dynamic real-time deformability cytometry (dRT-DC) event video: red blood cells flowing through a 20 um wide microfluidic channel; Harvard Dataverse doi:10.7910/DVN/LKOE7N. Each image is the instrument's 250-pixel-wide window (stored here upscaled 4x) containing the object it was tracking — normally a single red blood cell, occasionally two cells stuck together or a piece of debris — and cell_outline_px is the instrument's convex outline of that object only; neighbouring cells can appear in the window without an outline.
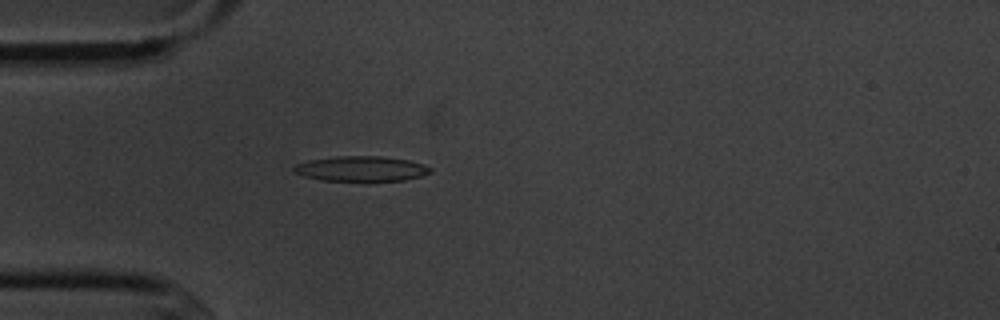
{"species": "common noctule bat (a hibernating species)", "species_latin": "Nyctalus noctula", "temperature_condition": "cold", "stored_images_in_passage": 4, "camera_frame_rate_fps": 3000, "um_per_image_px": 0.085, "animal": {"sex": "male", "body_mass_g": 20.1, "forearm_length_mm": 53.5}, "frame": {"image": 1, "passage_image": 4, "time_ms": 4.333, "image_size_px": [1000, 320], "cell_outline_px": [[432, 172], [420, 176], [404, 180], [368, 184], [364, 184], [320, 180], [304, 176], [296, 172], [292, 168], [296, 164], [308, 160], [336, 156], [380, 156], [408, 160], [424, 164], [432, 168]], "centroid_in_image_um": [30.72, 14.39], "position_along_channel_um": 54.3, "area_um2": 21.04}}